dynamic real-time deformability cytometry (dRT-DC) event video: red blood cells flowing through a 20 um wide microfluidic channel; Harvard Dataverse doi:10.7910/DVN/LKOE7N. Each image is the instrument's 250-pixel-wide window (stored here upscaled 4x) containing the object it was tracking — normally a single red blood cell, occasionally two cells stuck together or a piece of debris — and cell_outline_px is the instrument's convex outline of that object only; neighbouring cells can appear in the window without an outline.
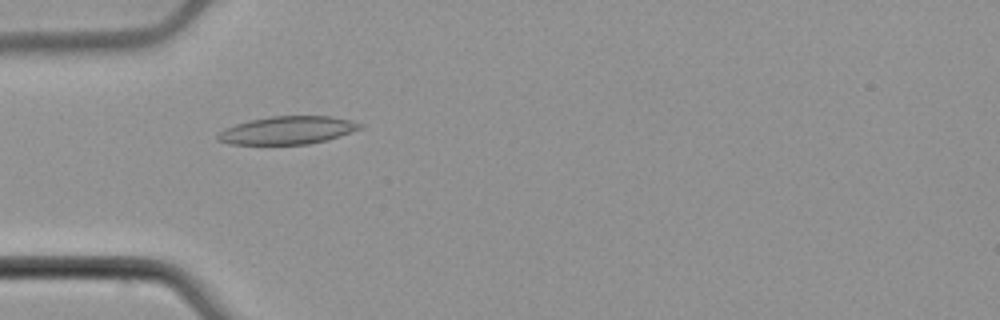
{"species": "common noctule bat (a hibernating species)", "species_latin": "Nyctalus noctula", "temperature_condition": "cold", "stored_images_in_passage": 4, "camera_frame_rate_fps": 3000, "um_per_image_px": 0.085, "animal": {"sex": "male", "body_mass_g": 21.5, "forearm_length_mm": 52.0}, "frame": {"image": 1, "passage_image": 1, "time_ms": 0.0, "image_size_px": [1000, 320], "cell_outline_px": [[364, 128], [328, 140], [308, 144], [228, 144], [216, 140], [216, 136], [224, 128], [236, 124], [252, 120], [272, 116], [328, 116], [352, 120], [364, 124]], "centroid_in_image_um": [24.48, 11.07], "position_along_channel_um": 60.5, "area_um2": 23.24}}
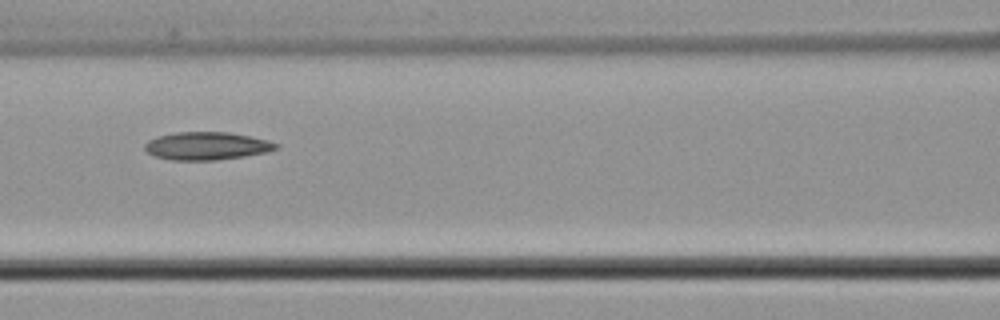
{"frame": {"image": 2, "passage_image": 3, "time_ms": 0.667, "image_size_px": [1000, 320], "cell_outline_px": [[280, 148], [268, 152], [244, 156], [216, 160], [172, 160], [156, 156], [148, 152], [144, 148], [144, 144], [148, 140], [160, 136], [176, 132], [228, 132], [268, 140], [280, 144]], "centroid_in_image_um": [17.61, 12.4], "position_along_channel_um": 149.0, "area_um2": 21.27}}
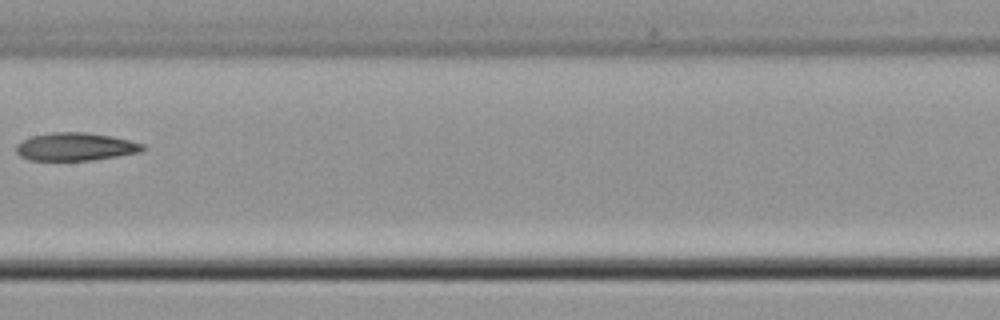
{"frame": {"image": 3, "passage_image": 4, "time_ms": 1.0, "image_size_px": [1000, 320], "cell_outline_px": [[148, 148], [140, 152], [92, 160], [28, 160], [20, 156], [16, 152], [16, 144], [32, 136], [52, 132], [84, 132], [112, 136], [144, 144]], "centroid_in_image_um": [6.42, 12.47], "position_along_channel_um": 201.0, "area_um2": 20.58}}